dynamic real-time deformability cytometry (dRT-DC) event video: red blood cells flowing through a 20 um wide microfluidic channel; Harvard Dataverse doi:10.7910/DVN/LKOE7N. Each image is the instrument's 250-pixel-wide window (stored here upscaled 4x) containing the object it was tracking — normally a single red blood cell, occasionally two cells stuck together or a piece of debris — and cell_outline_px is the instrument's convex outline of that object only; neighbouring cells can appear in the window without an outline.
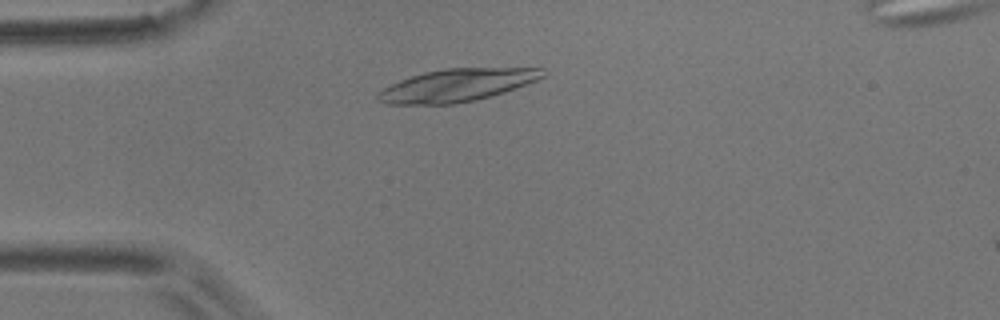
{"species": "common noctule bat (a hibernating species)", "species_latin": "Nyctalus noctula", "temperature_condition": "room temperature", "stored_images_in_passage": 2, "camera_frame_rate_fps": 3000, "um_per_image_px": 0.085, "animal": {"sex": "male", "body_mass_g": 17.9}, "frame": {"image": 1, "passage_image": 1, "time_ms": 0.0, "image_size_px": [1000, 320], "cell_outline_px": [[548, 72], [544, 76], [536, 80], [516, 88], [504, 92], [476, 100], [456, 104], [388, 104], [376, 100], [376, 92], [400, 80], [424, 72], [448, 68], [544, 68]], "centroid_in_image_um": [38.84, 7.25], "position_along_channel_um": 46.2, "area_um2": 31.27}}